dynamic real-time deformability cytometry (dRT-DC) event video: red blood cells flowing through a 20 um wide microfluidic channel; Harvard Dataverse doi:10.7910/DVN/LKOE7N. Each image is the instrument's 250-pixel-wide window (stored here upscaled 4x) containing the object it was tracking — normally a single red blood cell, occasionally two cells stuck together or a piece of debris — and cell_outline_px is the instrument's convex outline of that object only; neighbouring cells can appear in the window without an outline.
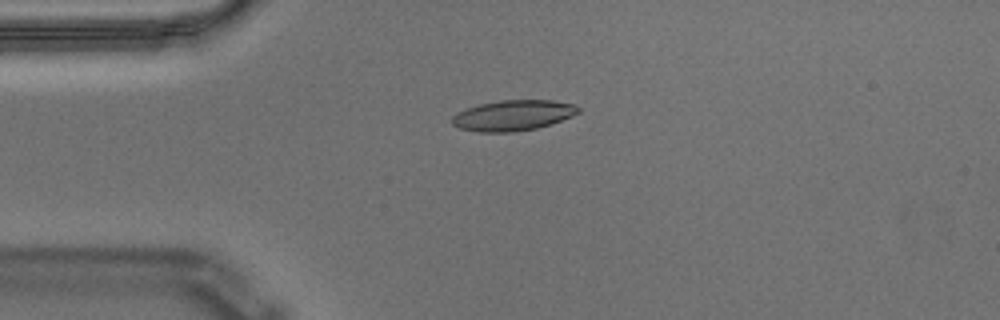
{"species": "Egyptian fruit bat (a non-hibernating species)", "species_latin": "Rousettus aegyptiacus", "temperature_condition": "warm", "stored_images_in_passage": 44, "camera_frame_rate_fps": 3000, "um_per_image_px": 0.085, "animal": {"sex": "male"}, "frame": {"image": 1, "passage_image": 1, "time_ms": 0.0, "image_size_px": [1000, 320], "cell_outline_px": [[580, 112], [572, 116], [536, 128], [512, 132], [476, 132], [460, 128], [452, 124], [452, 116], [456, 112], [480, 104], [500, 100], [552, 100], [572, 104], [580, 108]], "centroid_in_image_um": [43.58, 9.8], "position_along_channel_um": 41.4, "area_um2": 22.31}}
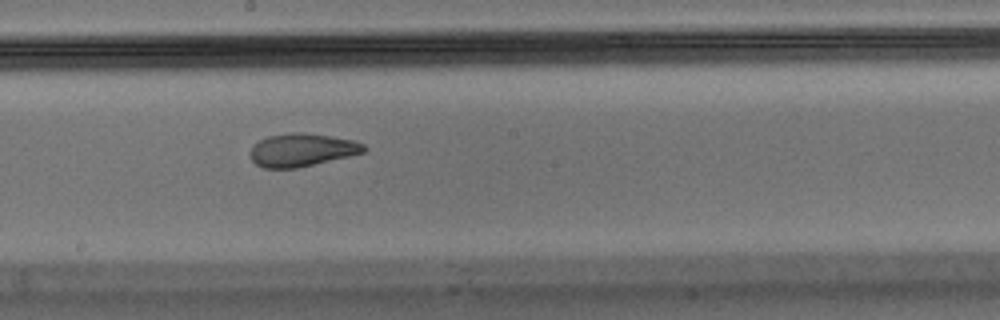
{"frame": {"image": 2, "passage_image": 18, "time_ms": 5.667, "image_size_px": [1000, 320], "cell_outline_px": [[368, 148], [364, 152], [348, 156], [296, 168], [264, 168], [256, 164], [252, 160], [252, 148], [260, 140], [268, 136], [292, 132], [300, 132], [328, 136], [352, 140], [364, 144]], "centroid_in_image_um": [25.67, 12.74], "position_along_channel_um": 222.5, "area_um2": 21.39}}
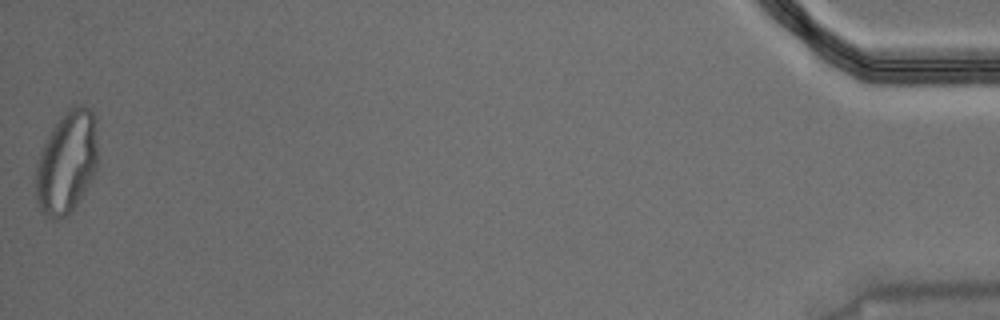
{"frame": {"image": 3, "passage_image": 44, "time_ms": 14.333, "image_size_px": [1000, 320], "cell_outline_px": [[96, 168], [80, 200], [72, 212], [68, 216], [56, 220], [52, 220], [44, 216], [40, 212], [36, 200], [36, 164], [40, 152], [52, 128], [68, 108], [72, 104], [84, 104], [96, 116]], "centroid_in_image_um": [5.66, 13.83], "position_along_channel_um": 429.5, "area_um2": 37.4}, "authors_computed_cell_mechanics": {"area_um2": 22.7732, "velocity_mm_per_s": 3.5287, "shape_relaxation_time_tau1_ms": 9.8285, "shape_relaxation_time_tau2_ms": 1.7557, "deformation_change_tau1": 0.2438, "deformation_change_tau2": 0.0844}}